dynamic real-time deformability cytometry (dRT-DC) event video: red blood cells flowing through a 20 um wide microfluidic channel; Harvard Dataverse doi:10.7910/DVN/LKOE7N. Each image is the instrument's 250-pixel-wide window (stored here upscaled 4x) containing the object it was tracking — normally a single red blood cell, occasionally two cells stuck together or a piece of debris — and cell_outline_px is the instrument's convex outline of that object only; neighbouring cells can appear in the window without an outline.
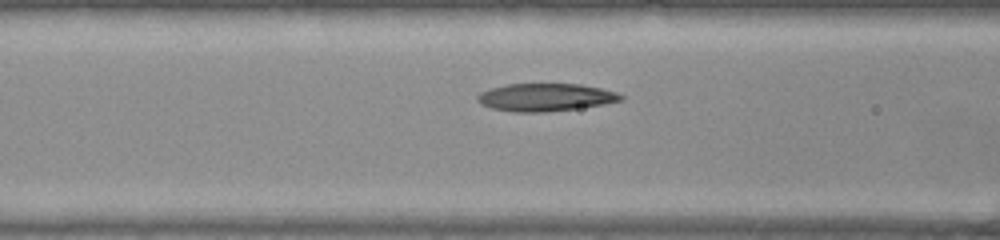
{"species": "common noctule bat (a hibernating species)", "species_latin": "Nyctalus noctula", "temperature_condition": "warm", "stored_images_in_passage": 8, "camera_frame_rate_fps": 3000, "um_per_image_px": 0.085, "animal": {"sex": "female", "body_mass_g": 22.0, "forearm_length_mm": 56.7}, "frame": {"image": 1, "passage_image": 6, "time_ms": 1.667, "image_size_px": [1000, 240], "cell_outline_px": [[624, 100], [604, 104], [576, 108], [544, 112], [512, 112], [492, 108], [480, 104], [476, 100], [476, 96], [480, 92], [492, 88], [508, 84], [580, 84], [600, 88], [616, 92], [624, 96]], "centroid_in_image_um": [46.35, 8.27], "position_along_channel_um": 120.3, "area_um2": 23.12}}